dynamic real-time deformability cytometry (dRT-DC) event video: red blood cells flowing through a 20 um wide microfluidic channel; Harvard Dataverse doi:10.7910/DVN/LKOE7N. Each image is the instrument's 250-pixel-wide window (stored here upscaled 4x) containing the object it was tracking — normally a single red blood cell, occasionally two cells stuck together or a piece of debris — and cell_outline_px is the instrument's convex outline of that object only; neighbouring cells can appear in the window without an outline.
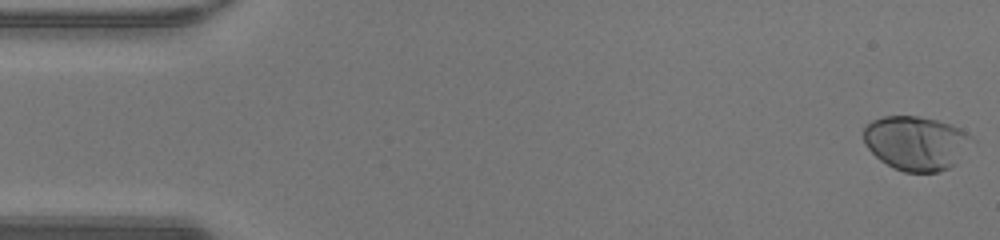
{"species": "human", "species_latin": "Homo sapiens", "temperature_condition": "warm", "stored_images_in_passage": 48, "camera_frame_rate_fps": 3000, "um_per_image_px": 0.085, "donor": {"sex": "male"}, "frame": {"image": 1, "passage_image": 1, "time_ms": 0.0, "image_size_px": [1000, 240], "cell_outline_px": [[976, 140], [956, 164], [940, 172], [904, 172], [892, 168], [880, 160], [864, 144], [864, 128], [872, 120], [884, 116], [920, 116], [952, 124], [960, 128], [972, 136]], "centroid_in_image_um": [77.91, 12.16], "position_along_channel_um": 7.1, "area_um2": 34.62}}
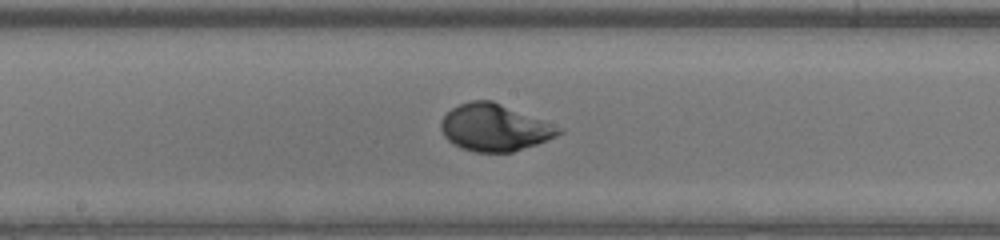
{"frame": {"image": 2, "passage_image": 25, "time_ms": 8.0, "image_size_px": [1000, 240], "cell_outline_px": [[564, 132], [556, 136], [536, 144], [512, 152], [476, 152], [460, 148], [452, 144], [444, 136], [440, 128], [440, 120], [452, 108], [460, 104], [472, 100], [492, 100], [564, 128]], "centroid_in_image_um": [42.03, 10.85], "position_along_channel_um": 206.2, "area_um2": 32.25}}
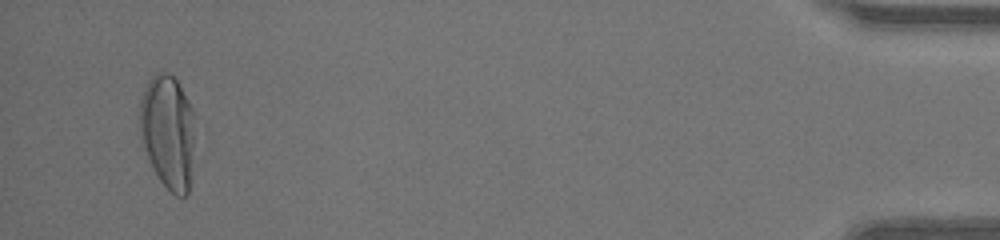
{"frame": {"image": 3, "passage_image": 46, "time_ms": 15.0, "image_size_px": [1000, 240], "cell_outline_px": [[192, 148], [188, 192], [184, 196], [176, 196], [160, 180], [152, 168], [144, 148], [140, 128], [140, 100], [144, 88], [148, 80], [156, 72], [168, 72], [176, 80], [188, 100], [192, 108]], "centroid_in_image_um": [14.23, 11.15], "position_along_channel_um": 421.0, "area_um2": 35.78}, "authors_computed_cell_mechanics": {"area_um2": 31.7033, "velocity_mm_per_s": 4.3275, "shape_relaxation_time_tau1_ms": 4.0536, "shape_relaxation_time_tau2_ms": null, "deformation_change_tau1": 0.223, "deformation_change_tau2": null}}